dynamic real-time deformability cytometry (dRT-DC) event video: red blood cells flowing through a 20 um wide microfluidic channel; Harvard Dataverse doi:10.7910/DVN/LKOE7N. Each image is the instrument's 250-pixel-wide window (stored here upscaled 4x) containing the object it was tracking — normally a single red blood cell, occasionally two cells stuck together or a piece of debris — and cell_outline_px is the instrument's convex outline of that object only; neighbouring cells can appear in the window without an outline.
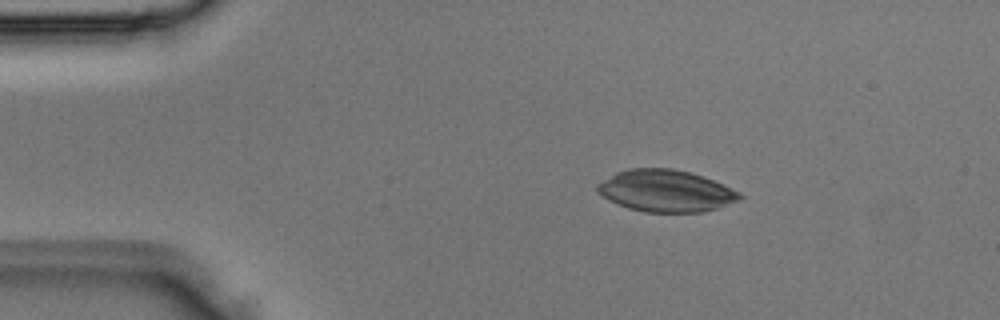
{"species": "Egyptian fruit bat (a non-hibernating species)", "species_latin": "Rousettus aegyptiacus", "temperature_condition": "room temperature", "stored_images_in_passage": 2, "camera_frame_rate_fps": 3000, "um_per_image_px": 0.085, "animal": {"sex": "male"}, "frame": {"image": 1, "passage_image": 1, "time_ms": 0.0, "image_size_px": [1000, 320], "cell_outline_px": [[744, 196], [740, 200], [716, 208], [700, 212], [644, 212], [628, 208], [616, 204], [608, 200], [596, 188], [596, 184], [616, 172], [628, 168], [672, 168], [692, 172], [704, 176], [740, 192]], "centroid_in_image_um": [56.59, 16.21], "position_along_channel_um": 28.4, "area_um2": 34.8}}